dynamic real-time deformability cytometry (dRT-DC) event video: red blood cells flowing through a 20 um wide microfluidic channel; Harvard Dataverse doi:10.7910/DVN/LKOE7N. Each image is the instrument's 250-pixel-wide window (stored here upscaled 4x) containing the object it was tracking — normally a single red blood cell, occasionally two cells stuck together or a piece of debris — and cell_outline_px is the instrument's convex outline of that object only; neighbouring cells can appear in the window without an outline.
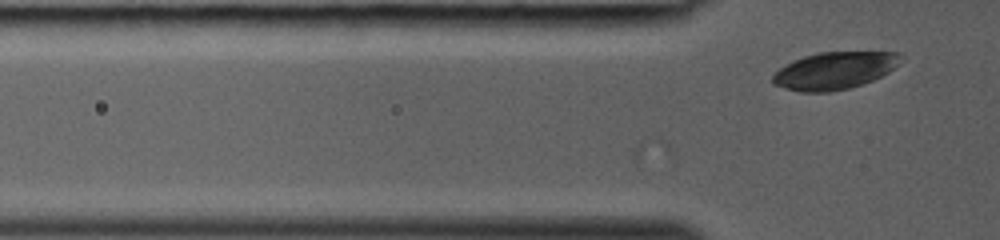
{"species": "common noctule bat (a hibernating species)", "species_latin": "Nyctalus noctula", "temperature_condition": "room temperature", "stored_images_in_passage": 2, "camera_frame_rate_fps": 3000, "um_per_image_px": 0.085, "animal": {"sex": "female", "body_mass_g": 19.0, "forearm_length_mm": 53.3}, "frame": {"image": 1, "passage_image": 2, "time_ms": 0.333, "image_size_px": [1000, 240], "cell_outline_px": [[900, 64], [888, 72], [872, 80], [848, 88], [828, 92], [800, 92], [784, 88], [772, 84], [772, 76], [784, 64], [792, 60], [804, 56], [820, 52], [900, 52]], "centroid_in_image_um": [70.89, 6.0], "position_along_channel_um": 54.9, "area_um2": 27.74}}